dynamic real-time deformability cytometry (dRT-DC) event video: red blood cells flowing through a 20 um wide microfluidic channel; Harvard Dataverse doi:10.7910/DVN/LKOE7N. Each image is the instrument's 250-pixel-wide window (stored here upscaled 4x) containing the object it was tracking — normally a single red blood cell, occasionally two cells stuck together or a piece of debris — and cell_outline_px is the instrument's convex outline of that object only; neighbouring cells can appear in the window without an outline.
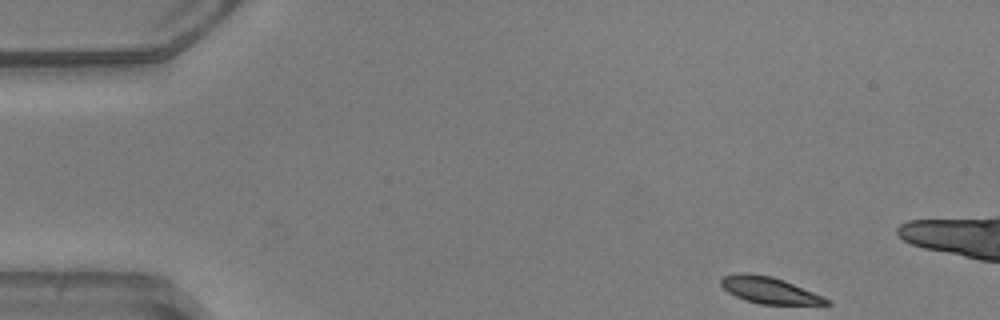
{"species": "common noctule bat (a hibernating species)", "species_latin": "Nyctalus noctula", "temperature_condition": "warm", "stored_images_in_passage": 11, "camera_frame_rate_fps": 3000, "um_per_image_px": 0.085, "animal": {"sex": "male", "body_mass_g": 20.5, "forearm_length_mm": 52.5}, "frame": {"image": 1, "passage_image": 1, "time_ms": 0.0, "image_size_px": [1000, 320], "cell_outline_px": [[832, 304], [760, 304], [744, 300], [728, 292], [720, 284], [720, 280], [724, 276], [740, 272], [744, 272], [772, 276], [784, 280], [812, 292], [828, 300]], "centroid_in_image_um": [65.32, 24.65], "position_along_channel_um": 19.7, "area_um2": 16.01}}